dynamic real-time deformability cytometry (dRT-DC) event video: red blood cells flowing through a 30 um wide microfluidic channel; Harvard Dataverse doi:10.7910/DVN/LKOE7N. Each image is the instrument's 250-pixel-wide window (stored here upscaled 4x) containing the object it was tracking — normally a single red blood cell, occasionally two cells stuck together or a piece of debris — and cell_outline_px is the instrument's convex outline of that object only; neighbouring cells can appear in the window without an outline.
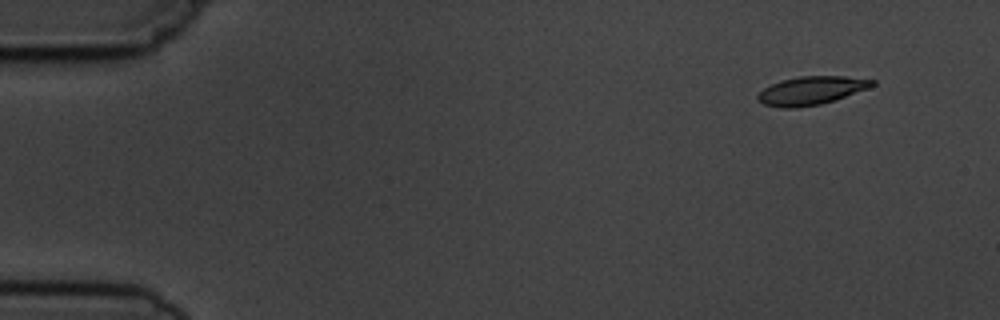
{"species": "common noctule bat (a hibernating species)", "species_latin": "Nyctalus noctula", "temperature_condition": "cold", "stored_images_in_passage": 5, "camera_frame_rate_fps": 3000, "um_per_image_px": 0.085, "animal": {"sex": "male", "body_mass_g": 19.5, "forearm_length_mm": 54.6}, "frame": {"image": 1, "passage_image": 1, "time_ms": 0.0, "image_size_px": [1000, 320], "cell_outline_px": [[876, 84], [868, 88], [820, 104], [796, 108], [780, 108], [764, 104], [756, 100], [756, 96], [764, 88], [772, 84], [784, 80], [800, 76], [844, 76], [876, 80]], "centroid_in_image_um": [68.93, 7.7], "position_along_channel_um": 16.1, "area_um2": 18.67}}
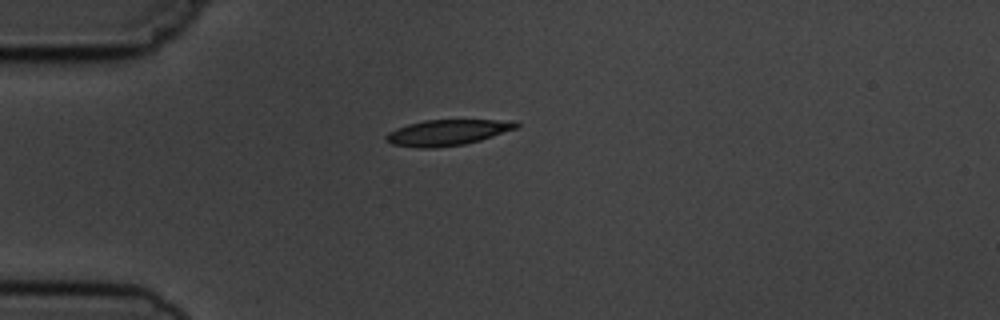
{"frame": {"image": 2, "passage_image": 4, "time_ms": 3.333, "image_size_px": [1000, 320], "cell_outline_px": [[520, 128], [480, 140], [464, 144], [436, 148], [416, 148], [392, 144], [384, 140], [384, 136], [388, 132], [396, 128], [408, 124], [424, 120], [516, 120], [520, 124]], "centroid_in_image_um": [38.04, 11.26], "position_along_channel_um": 47.0, "area_um2": 19.88}}
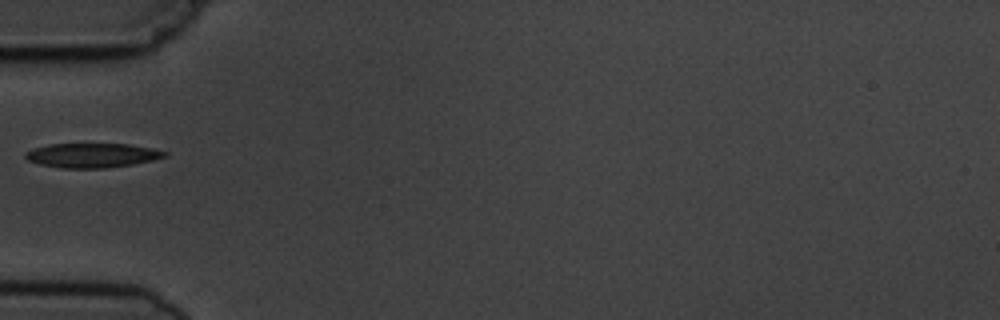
{"frame": {"image": 3, "passage_image": 5, "time_ms": 4.667, "image_size_px": [1000, 320], "cell_outline_px": [[168, 156], [152, 160], [132, 164], [104, 168], [60, 168], [40, 164], [28, 160], [24, 156], [24, 152], [32, 148], [48, 144], [128, 144], [152, 148], [168, 152]], "centroid_in_image_um": [7.8, 13.2], "position_along_channel_um": 77.2, "area_um2": 19.83}}